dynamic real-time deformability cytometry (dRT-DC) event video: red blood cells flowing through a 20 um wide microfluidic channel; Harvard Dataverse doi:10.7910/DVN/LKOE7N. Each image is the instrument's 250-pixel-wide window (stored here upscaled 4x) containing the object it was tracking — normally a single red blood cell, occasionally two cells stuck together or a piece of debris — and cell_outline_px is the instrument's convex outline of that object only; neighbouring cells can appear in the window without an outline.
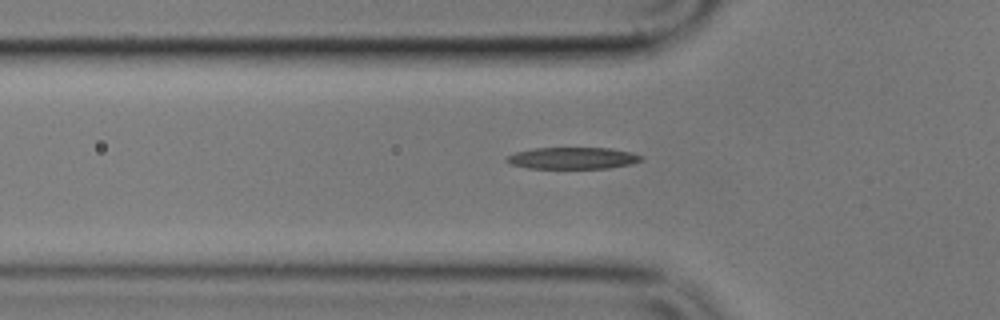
{"species": "common noctule bat (a hibernating species)", "species_latin": "Nyctalus noctula", "temperature_condition": "cold", "stored_images_in_passage": 37, "camera_frame_rate_fps": 3000, "um_per_image_px": 0.085, "animal": {"sex": "male", "body_mass_g": 17.9}, "frame": {"image": 1, "passage_image": 6, "time_ms": 1.667, "image_size_px": [1000, 320], "cell_outline_px": [[644, 160], [632, 164], [608, 168], [528, 168], [508, 164], [504, 160], [508, 156], [516, 152], [536, 148], [612, 148], [632, 152], [644, 156]], "centroid_in_image_um": [48.72, 13.44], "position_along_channel_um": 77.1, "area_um2": 17.17}}
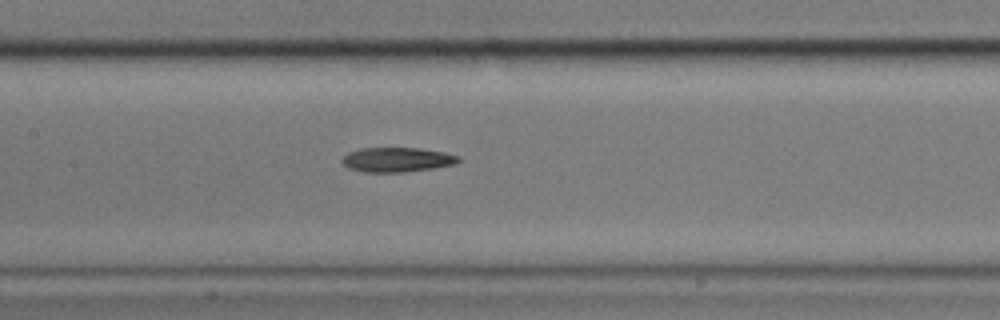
{"frame": {"image": 2, "passage_image": 14, "time_ms": 4.333, "image_size_px": [1000, 320], "cell_outline_px": [[460, 160], [456, 164], [432, 168], [404, 172], [364, 172], [348, 168], [340, 160], [348, 152], [360, 148], [420, 148], [444, 152], [460, 156]], "centroid_in_image_um": [33.74, 13.57], "position_along_channel_um": 173.7, "area_um2": 16.7}}
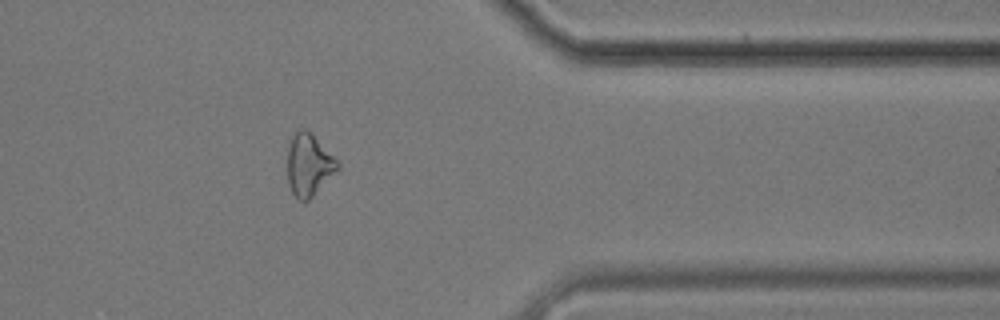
{"frame": {"image": 3, "passage_image": 33, "time_ms": 10.667, "image_size_px": [1000, 320], "cell_outline_px": [[340, 168], [304, 204], [292, 192], [288, 184], [288, 148], [292, 132], [296, 128], [304, 128], [312, 132], [340, 164]], "centroid_in_image_um": [26.23, 13.96], "position_along_channel_um": 385.2, "area_um2": 18.32}, "authors_computed_cell_mechanics": {"area_um2": 17.1666, "velocity_mm_per_s": 3.5836, "shape_relaxation_time_tau1_ms": 4.8379, "shape_relaxation_time_tau2_ms": 7.166, "deformation_change_tau1": 0.1856, "deformation_change_tau2": 0.1808}}